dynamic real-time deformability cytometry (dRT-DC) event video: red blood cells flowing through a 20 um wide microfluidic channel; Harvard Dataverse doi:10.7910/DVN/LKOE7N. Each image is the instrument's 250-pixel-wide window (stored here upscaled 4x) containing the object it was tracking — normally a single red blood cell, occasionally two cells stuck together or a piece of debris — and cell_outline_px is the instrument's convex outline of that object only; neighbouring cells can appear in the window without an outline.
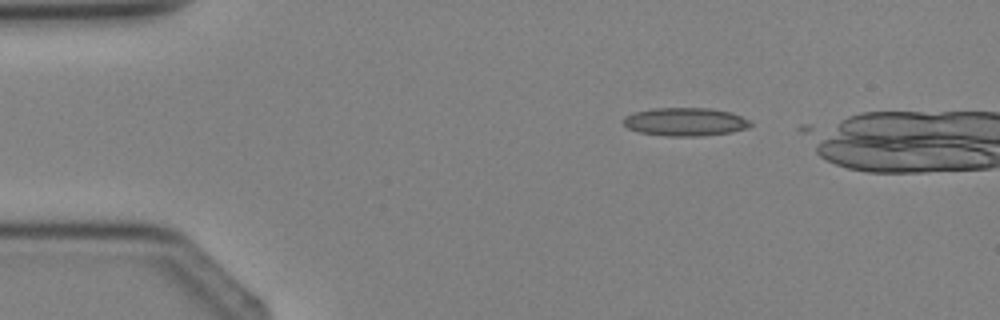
{"species": "Egyptian fruit bat (a non-hibernating species)", "species_latin": "Rousettus aegyptiacus", "temperature_condition": "cold", "stored_images_in_passage": 3, "camera_frame_rate_fps": 3000, "um_per_image_px": 0.085, "animal": {"sex": "female"}, "frame": {"image": 1, "passage_image": 2, "time_ms": 1.333, "image_size_px": [1000, 320], "cell_outline_px": [[752, 124], [748, 128], [732, 132], [700, 136], [664, 136], [640, 132], [628, 128], [620, 120], [624, 116], [636, 112], [652, 108], [708, 108], [732, 112], [752, 120]], "centroid_in_image_um": [58.27, 10.35], "position_along_channel_um": 26.7, "area_um2": 21.15}}